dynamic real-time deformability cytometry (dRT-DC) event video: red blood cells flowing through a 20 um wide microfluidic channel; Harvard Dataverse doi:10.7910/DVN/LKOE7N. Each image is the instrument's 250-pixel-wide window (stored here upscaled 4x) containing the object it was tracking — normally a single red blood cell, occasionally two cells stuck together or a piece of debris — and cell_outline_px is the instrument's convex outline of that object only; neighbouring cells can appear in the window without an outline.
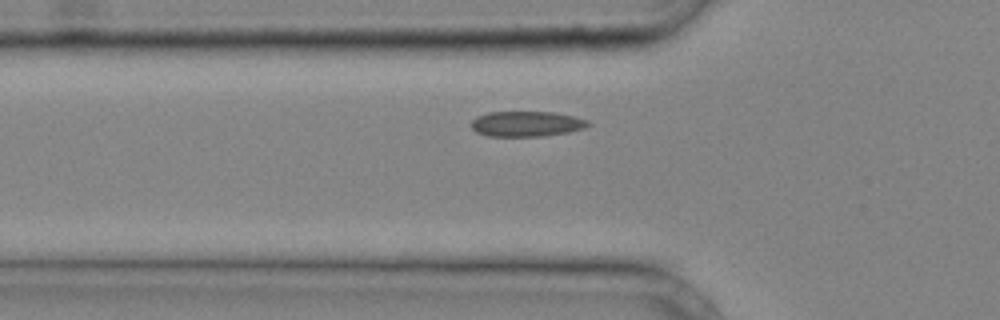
{"species": "common noctule bat (a hibernating species)", "species_latin": "Nyctalus noctula", "temperature_condition": "cold", "stored_images_in_passage": 8, "camera_frame_rate_fps": 3000, "um_per_image_px": 0.085, "animal": {"sex": "male", "body_mass_g": 20.4}, "frame": {"image": 1, "passage_image": 2, "time_ms": 0.333, "image_size_px": [1000, 320], "cell_outline_px": [[592, 124], [584, 128], [568, 132], [544, 136], [488, 136], [476, 132], [472, 128], [472, 120], [476, 116], [488, 112], [552, 112], [576, 116], [588, 120]], "centroid_in_image_um": [44.77, 10.52], "position_along_channel_um": 81.0, "area_um2": 17.34}}
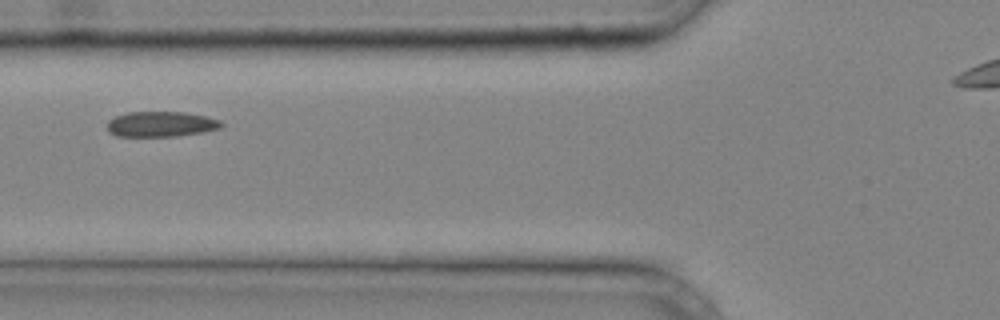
{"frame": {"image": 2, "passage_image": 4, "time_ms": 1.0, "image_size_px": [1000, 320], "cell_outline_px": [[224, 124], [220, 128], [204, 132], [176, 136], [116, 136], [108, 132], [104, 128], [108, 120], [124, 112], [188, 112], [208, 116], [220, 120]], "centroid_in_image_um": [13.66, 10.54], "position_along_channel_um": 112.1, "area_um2": 17.22}}